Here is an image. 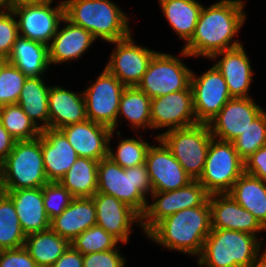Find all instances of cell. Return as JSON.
<instances>
[{"mask_svg":"<svg viewBox=\"0 0 266 267\" xmlns=\"http://www.w3.org/2000/svg\"><path fill=\"white\" fill-rule=\"evenodd\" d=\"M114 133L115 131L112 130L109 137L108 157L124 169L145 164L146 154L150 147V143L143 140V138H141L142 136H138L139 139L121 138L120 143H118L116 151L114 152L110 145Z\"/></svg>","mask_w":266,"mask_h":267,"instance_id":"d590c367","label":"cell"},{"mask_svg":"<svg viewBox=\"0 0 266 267\" xmlns=\"http://www.w3.org/2000/svg\"><path fill=\"white\" fill-rule=\"evenodd\" d=\"M209 200L202 206L187 208L158 222L146 235L159 246L199 257L210 234Z\"/></svg>","mask_w":266,"mask_h":267,"instance_id":"7a4b0ae2","label":"cell"},{"mask_svg":"<svg viewBox=\"0 0 266 267\" xmlns=\"http://www.w3.org/2000/svg\"><path fill=\"white\" fill-rule=\"evenodd\" d=\"M211 228L237 230L256 235L266 229L252 213L238 204L228 193L209 196Z\"/></svg>","mask_w":266,"mask_h":267,"instance_id":"d6986e66","label":"cell"},{"mask_svg":"<svg viewBox=\"0 0 266 267\" xmlns=\"http://www.w3.org/2000/svg\"><path fill=\"white\" fill-rule=\"evenodd\" d=\"M233 145L243 161L248 159L259 148L266 145L265 110L233 141Z\"/></svg>","mask_w":266,"mask_h":267,"instance_id":"8d00e7d4","label":"cell"},{"mask_svg":"<svg viewBox=\"0 0 266 267\" xmlns=\"http://www.w3.org/2000/svg\"><path fill=\"white\" fill-rule=\"evenodd\" d=\"M59 130L66 136L78 157L96 161L108 157V141L112 132L110 127L88 119Z\"/></svg>","mask_w":266,"mask_h":267,"instance_id":"ffe728a7","label":"cell"},{"mask_svg":"<svg viewBox=\"0 0 266 267\" xmlns=\"http://www.w3.org/2000/svg\"><path fill=\"white\" fill-rule=\"evenodd\" d=\"M17 18L12 10L0 11V59L7 60L19 36Z\"/></svg>","mask_w":266,"mask_h":267,"instance_id":"60d3db41","label":"cell"},{"mask_svg":"<svg viewBox=\"0 0 266 267\" xmlns=\"http://www.w3.org/2000/svg\"><path fill=\"white\" fill-rule=\"evenodd\" d=\"M260 247L261 242L256 235L237 230L212 229L197 258L198 265L250 267L266 256V249L261 252Z\"/></svg>","mask_w":266,"mask_h":267,"instance_id":"277c9868","label":"cell"},{"mask_svg":"<svg viewBox=\"0 0 266 267\" xmlns=\"http://www.w3.org/2000/svg\"><path fill=\"white\" fill-rule=\"evenodd\" d=\"M4 192L12 199L26 236L50 228V220L43 203L42 187L4 190Z\"/></svg>","mask_w":266,"mask_h":267,"instance_id":"d4e9b609","label":"cell"},{"mask_svg":"<svg viewBox=\"0 0 266 267\" xmlns=\"http://www.w3.org/2000/svg\"><path fill=\"white\" fill-rule=\"evenodd\" d=\"M152 203H148L141 216V229L145 235L161 220L180 210L204 205L210 194L198 180L167 192H152Z\"/></svg>","mask_w":266,"mask_h":267,"instance_id":"30bf717a","label":"cell"},{"mask_svg":"<svg viewBox=\"0 0 266 267\" xmlns=\"http://www.w3.org/2000/svg\"><path fill=\"white\" fill-rule=\"evenodd\" d=\"M151 99L137 86L125 87L119 104L116 129L119 115H123L134 129H152Z\"/></svg>","mask_w":266,"mask_h":267,"instance_id":"d6a6232c","label":"cell"},{"mask_svg":"<svg viewBox=\"0 0 266 267\" xmlns=\"http://www.w3.org/2000/svg\"><path fill=\"white\" fill-rule=\"evenodd\" d=\"M0 267H37V265L23 246L0 250Z\"/></svg>","mask_w":266,"mask_h":267,"instance_id":"7bdbcfd3","label":"cell"},{"mask_svg":"<svg viewBox=\"0 0 266 267\" xmlns=\"http://www.w3.org/2000/svg\"><path fill=\"white\" fill-rule=\"evenodd\" d=\"M41 150L49 182H59L78 159V154L66 136L56 129L41 130Z\"/></svg>","mask_w":266,"mask_h":267,"instance_id":"7402d4cb","label":"cell"},{"mask_svg":"<svg viewBox=\"0 0 266 267\" xmlns=\"http://www.w3.org/2000/svg\"><path fill=\"white\" fill-rule=\"evenodd\" d=\"M152 130L166 131L197 124L191 87L151 99Z\"/></svg>","mask_w":266,"mask_h":267,"instance_id":"9a60e30c","label":"cell"},{"mask_svg":"<svg viewBox=\"0 0 266 267\" xmlns=\"http://www.w3.org/2000/svg\"><path fill=\"white\" fill-rule=\"evenodd\" d=\"M132 34L110 42L114 47L105 68L124 86H137L146 73L153 56L158 52L135 44Z\"/></svg>","mask_w":266,"mask_h":267,"instance_id":"5bb4252c","label":"cell"},{"mask_svg":"<svg viewBox=\"0 0 266 267\" xmlns=\"http://www.w3.org/2000/svg\"><path fill=\"white\" fill-rule=\"evenodd\" d=\"M64 0L52 5V2L16 3L14 12L19 36L48 46L57 33L64 18Z\"/></svg>","mask_w":266,"mask_h":267,"instance_id":"8fae6325","label":"cell"},{"mask_svg":"<svg viewBox=\"0 0 266 267\" xmlns=\"http://www.w3.org/2000/svg\"><path fill=\"white\" fill-rule=\"evenodd\" d=\"M263 111L264 108L252 97H232L212 118L208 127L213 138L233 142Z\"/></svg>","mask_w":266,"mask_h":267,"instance_id":"2e32d148","label":"cell"},{"mask_svg":"<svg viewBox=\"0 0 266 267\" xmlns=\"http://www.w3.org/2000/svg\"><path fill=\"white\" fill-rule=\"evenodd\" d=\"M4 190L43 187L49 183L41 150V134L31 140L16 141L3 161Z\"/></svg>","mask_w":266,"mask_h":267,"instance_id":"8992f818","label":"cell"},{"mask_svg":"<svg viewBox=\"0 0 266 267\" xmlns=\"http://www.w3.org/2000/svg\"><path fill=\"white\" fill-rule=\"evenodd\" d=\"M244 7L242 0H220L207 8L203 5L194 35L180 56L210 59L215 53L241 46L234 38L246 20Z\"/></svg>","mask_w":266,"mask_h":267,"instance_id":"6da1fadb","label":"cell"},{"mask_svg":"<svg viewBox=\"0 0 266 267\" xmlns=\"http://www.w3.org/2000/svg\"><path fill=\"white\" fill-rule=\"evenodd\" d=\"M62 22L64 27H58L57 33L48 45L49 61L53 65L81 58L96 41L89 31L71 23L65 17Z\"/></svg>","mask_w":266,"mask_h":267,"instance_id":"603a6c76","label":"cell"},{"mask_svg":"<svg viewBox=\"0 0 266 267\" xmlns=\"http://www.w3.org/2000/svg\"><path fill=\"white\" fill-rule=\"evenodd\" d=\"M156 140L159 145H150L145 161L153 192L173 191L186 186L193 179L167 146L160 139Z\"/></svg>","mask_w":266,"mask_h":267,"instance_id":"e0dca14e","label":"cell"},{"mask_svg":"<svg viewBox=\"0 0 266 267\" xmlns=\"http://www.w3.org/2000/svg\"><path fill=\"white\" fill-rule=\"evenodd\" d=\"M250 267H266V256L259 263Z\"/></svg>","mask_w":266,"mask_h":267,"instance_id":"f907efd6","label":"cell"},{"mask_svg":"<svg viewBox=\"0 0 266 267\" xmlns=\"http://www.w3.org/2000/svg\"><path fill=\"white\" fill-rule=\"evenodd\" d=\"M155 138L167 146L193 180L199 179L213 138L208 124L197 123L189 127L164 131L158 133Z\"/></svg>","mask_w":266,"mask_h":267,"instance_id":"52a82bcc","label":"cell"},{"mask_svg":"<svg viewBox=\"0 0 266 267\" xmlns=\"http://www.w3.org/2000/svg\"><path fill=\"white\" fill-rule=\"evenodd\" d=\"M51 267H83V255L70 244Z\"/></svg>","mask_w":266,"mask_h":267,"instance_id":"f6af8a7d","label":"cell"},{"mask_svg":"<svg viewBox=\"0 0 266 267\" xmlns=\"http://www.w3.org/2000/svg\"><path fill=\"white\" fill-rule=\"evenodd\" d=\"M25 239L12 199L0 193V250L21 248Z\"/></svg>","mask_w":266,"mask_h":267,"instance_id":"836d02e7","label":"cell"},{"mask_svg":"<svg viewBox=\"0 0 266 267\" xmlns=\"http://www.w3.org/2000/svg\"><path fill=\"white\" fill-rule=\"evenodd\" d=\"M92 199L96 208V224L121 244H127L132 233L131 227L137 223L141 228V216L114 196L96 192Z\"/></svg>","mask_w":266,"mask_h":267,"instance_id":"ac0fdd59","label":"cell"},{"mask_svg":"<svg viewBox=\"0 0 266 267\" xmlns=\"http://www.w3.org/2000/svg\"><path fill=\"white\" fill-rule=\"evenodd\" d=\"M26 79L14 64L0 59V106L17 104Z\"/></svg>","mask_w":266,"mask_h":267,"instance_id":"f35d334b","label":"cell"},{"mask_svg":"<svg viewBox=\"0 0 266 267\" xmlns=\"http://www.w3.org/2000/svg\"><path fill=\"white\" fill-rule=\"evenodd\" d=\"M228 194L266 229V181L244 172Z\"/></svg>","mask_w":266,"mask_h":267,"instance_id":"83f0119b","label":"cell"},{"mask_svg":"<svg viewBox=\"0 0 266 267\" xmlns=\"http://www.w3.org/2000/svg\"><path fill=\"white\" fill-rule=\"evenodd\" d=\"M94 225L96 208L92 197L74 198L59 216L50 221V228L69 242Z\"/></svg>","mask_w":266,"mask_h":267,"instance_id":"484cf974","label":"cell"},{"mask_svg":"<svg viewBox=\"0 0 266 267\" xmlns=\"http://www.w3.org/2000/svg\"><path fill=\"white\" fill-rule=\"evenodd\" d=\"M99 161L78 157L59 180L74 198L92 197L97 192V167Z\"/></svg>","mask_w":266,"mask_h":267,"instance_id":"1f68e13d","label":"cell"},{"mask_svg":"<svg viewBox=\"0 0 266 267\" xmlns=\"http://www.w3.org/2000/svg\"><path fill=\"white\" fill-rule=\"evenodd\" d=\"M16 140L8 133L0 121V160L3 162L13 150Z\"/></svg>","mask_w":266,"mask_h":267,"instance_id":"bcb514c9","label":"cell"},{"mask_svg":"<svg viewBox=\"0 0 266 267\" xmlns=\"http://www.w3.org/2000/svg\"><path fill=\"white\" fill-rule=\"evenodd\" d=\"M54 2V0H16V3Z\"/></svg>","mask_w":266,"mask_h":267,"instance_id":"681fc988","label":"cell"},{"mask_svg":"<svg viewBox=\"0 0 266 267\" xmlns=\"http://www.w3.org/2000/svg\"><path fill=\"white\" fill-rule=\"evenodd\" d=\"M195 74L192 71L190 82L195 117L198 123L208 124L232 97L215 65L200 76Z\"/></svg>","mask_w":266,"mask_h":267,"instance_id":"4fadbf2b","label":"cell"},{"mask_svg":"<svg viewBox=\"0 0 266 267\" xmlns=\"http://www.w3.org/2000/svg\"><path fill=\"white\" fill-rule=\"evenodd\" d=\"M7 61L27 77L43 76L51 65L48 46L22 36L17 37Z\"/></svg>","mask_w":266,"mask_h":267,"instance_id":"4316f807","label":"cell"},{"mask_svg":"<svg viewBox=\"0 0 266 267\" xmlns=\"http://www.w3.org/2000/svg\"><path fill=\"white\" fill-rule=\"evenodd\" d=\"M43 203L48 219L59 216L72 202L74 197L59 182H49L42 187Z\"/></svg>","mask_w":266,"mask_h":267,"instance_id":"ab89813d","label":"cell"},{"mask_svg":"<svg viewBox=\"0 0 266 267\" xmlns=\"http://www.w3.org/2000/svg\"><path fill=\"white\" fill-rule=\"evenodd\" d=\"M221 59L217 60V58ZM210 59L221 72L228 86L231 97L249 98V89L253 81L250 59L241 46L215 53Z\"/></svg>","mask_w":266,"mask_h":267,"instance_id":"44dd1931","label":"cell"},{"mask_svg":"<svg viewBox=\"0 0 266 267\" xmlns=\"http://www.w3.org/2000/svg\"><path fill=\"white\" fill-rule=\"evenodd\" d=\"M119 243L117 238L97 224L70 242L82 255L116 249Z\"/></svg>","mask_w":266,"mask_h":267,"instance_id":"74e56055","label":"cell"},{"mask_svg":"<svg viewBox=\"0 0 266 267\" xmlns=\"http://www.w3.org/2000/svg\"><path fill=\"white\" fill-rule=\"evenodd\" d=\"M192 70L180 57L157 52L149 63L137 87L150 99L186 90L190 86Z\"/></svg>","mask_w":266,"mask_h":267,"instance_id":"9c48e42d","label":"cell"},{"mask_svg":"<svg viewBox=\"0 0 266 267\" xmlns=\"http://www.w3.org/2000/svg\"><path fill=\"white\" fill-rule=\"evenodd\" d=\"M64 17L92 36L114 42L132 34L129 16L110 0H64Z\"/></svg>","mask_w":266,"mask_h":267,"instance_id":"3957f363","label":"cell"},{"mask_svg":"<svg viewBox=\"0 0 266 267\" xmlns=\"http://www.w3.org/2000/svg\"><path fill=\"white\" fill-rule=\"evenodd\" d=\"M90 82L91 85L82 91L88 119L115 131L120 99L126 86L106 68Z\"/></svg>","mask_w":266,"mask_h":267,"instance_id":"7c38bea8","label":"cell"},{"mask_svg":"<svg viewBox=\"0 0 266 267\" xmlns=\"http://www.w3.org/2000/svg\"><path fill=\"white\" fill-rule=\"evenodd\" d=\"M42 78L27 77L17 101L24 113L41 130L49 128L48 95L51 87Z\"/></svg>","mask_w":266,"mask_h":267,"instance_id":"f546056e","label":"cell"},{"mask_svg":"<svg viewBox=\"0 0 266 267\" xmlns=\"http://www.w3.org/2000/svg\"><path fill=\"white\" fill-rule=\"evenodd\" d=\"M170 27L185 45L194 35L203 5L196 0H158Z\"/></svg>","mask_w":266,"mask_h":267,"instance_id":"f1b7e54d","label":"cell"},{"mask_svg":"<svg viewBox=\"0 0 266 267\" xmlns=\"http://www.w3.org/2000/svg\"><path fill=\"white\" fill-rule=\"evenodd\" d=\"M244 173V161L233 142L211 139L205 166L198 181L211 194L228 193Z\"/></svg>","mask_w":266,"mask_h":267,"instance_id":"ba28073f","label":"cell"},{"mask_svg":"<svg viewBox=\"0 0 266 267\" xmlns=\"http://www.w3.org/2000/svg\"><path fill=\"white\" fill-rule=\"evenodd\" d=\"M49 128L88 120L83 92L76 93L62 86H51L48 95Z\"/></svg>","mask_w":266,"mask_h":267,"instance_id":"cb8c5ba5","label":"cell"},{"mask_svg":"<svg viewBox=\"0 0 266 267\" xmlns=\"http://www.w3.org/2000/svg\"><path fill=\"white\" fill-rule=\"evenodd\" d=\"M126 259L116 249L83 255V267H125Z\"/></svg>","mask_w":266,"mask_h":267,"instance_id":"b9f144b4","label":"cell"},{"mask_svg":"<svg viewBox=\"0 0 266 267\" xmlns=\"http://www.w3.org/2000/svg\"><path fill=\"white\" fill-rule=\"evenodd\" d=\"M16 4V0H0V11H10Z\"/></svg>","mask_w":266,"mask_h":267,"instance_id":"7dc6e473","label":"cell"},{"mask_svg":"<svg viewBox=\"0 0 266 267\" xmlns=\"http://www.w3.org/2000/svg\"><path fill=\"white\" fill-rule=\"evenodd\" d=\"M70 242L51 228L26 236L24 248L37 267H51L69 247Z\"/></svg>","mask_w":266,"mask_h":267,"instance_id":"4dcf8cb0","label":"cell"},{"mask_svg":"<svg viewBox=\"0 0 266 267\" xmlns=\"http://www.w3.org/2000/svg\"><path fill=\"white\" fill-rule=\"evenodd\" d=\"M244 172L266 181V145L244 161Z\"/></svg>","mask_w":266,"mask_h":267,"instance_id":"ee69618b","label":"cell"},{"mask_svg":"<svg viewBox=\"0 0 266 267\" xmlns=\"http://www.w3.org/2000/svg\"><path fill=\"white\" fill-rule=\"evenodd\" d=\"M0 121L16 141L35 139L41 134V129L18 104L0 106Z\"/></svg>","mask_w":266,"mask_h":267,"instance_id":"e575fe53","label":"cell"},{"mask_svg":"<svg viewBox=\"0 0 266 267\" xmlns=\"http://www.w3.org/2000/svg\"><path fill=\"white\" fill-rule=\"evenodd\" d=\"M97 192L114 196L142 216L153 192L146 164L124 169L109 157L97 167Z\"/></svg>","mask_w":266,"mask_h":267,"instance_id":"5b68a950","label":"cell"},{"mask_svg":"<svg viewBox=\"0 0 266 267\" xmlns=\"http://www.w3.org/2000/svg\"><path fill=\"white\" fill-rule=\"evenodd\" d=\"M4 192L3 183V162L0 160V193Z\"/></svg>","mask_w":266,"mask_h":267,"instance_id":"c3c4849f","label":"cell"}]
</instances>
